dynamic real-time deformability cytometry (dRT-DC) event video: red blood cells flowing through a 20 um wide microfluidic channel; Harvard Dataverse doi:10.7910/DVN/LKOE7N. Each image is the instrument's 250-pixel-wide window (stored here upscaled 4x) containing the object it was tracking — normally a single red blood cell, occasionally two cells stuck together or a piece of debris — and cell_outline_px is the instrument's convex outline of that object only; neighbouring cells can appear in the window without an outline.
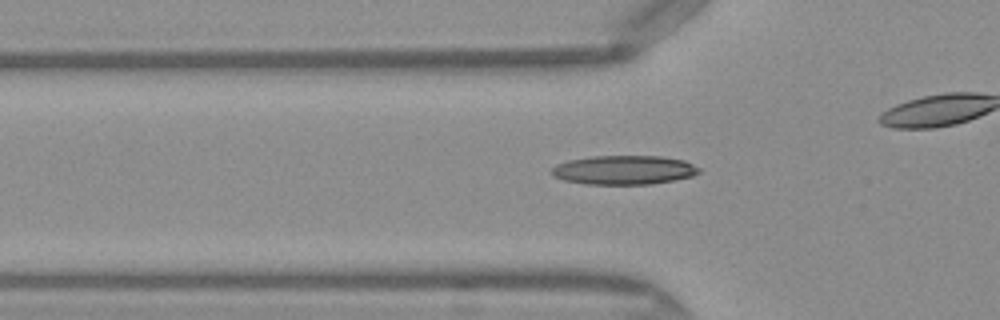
{"species": "Egyptian fruit bat (a non-hibernating species)", "species_latin": "Rousettus aegyptiacus", "temperature_condition": "warm", "stored_images_in_passage": 41, "camera_frame_rate_fps": 3000, "um_per_image_px": 0.085, "frame": {"image": 1, "passage_image": 16, "time_ms": 5.0, "image_size_px": [1000, 320], "cell_outline_px": [[700, 172], [692, 176], [652, 184], [588, 184], [564, 180], [556, 176], [552, 172], [552, 168], [556, 164], [568, 160], [592, 156], [660, 156], [684, 160], [700, 168]], "centroid_in_image_um": [53.05, 14.44], "position_along_channel_um": 72.7, "area_um2": 24.8}}
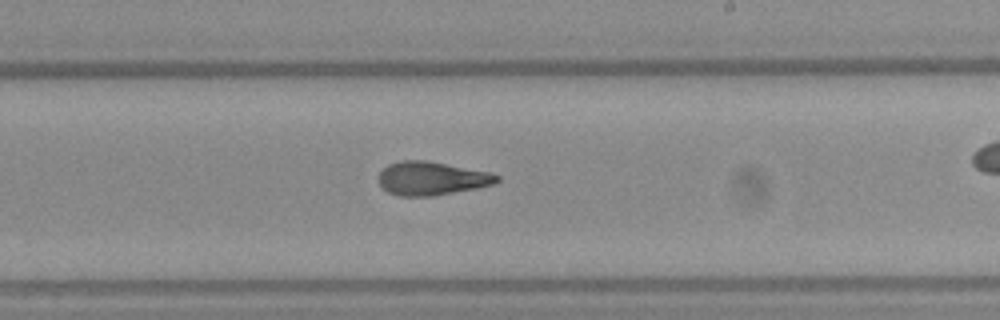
{"frame": {"image": 2, "passage_image": 29, "time_ms": 9.333, "image_size_px": [1000, 320], "cell_outline_px": [[500, 180], [492, 184], [476, 188], [432, 196], [400, 196], [388, 192], [380, 184], [380, 172], [388, 164], [400, 160], [424, 160], [488, 172], [500, 176]], "centroid_in_image_um": [36.67, 15.16], "position_along_channel_um": 252.3, "area_um2": 22.72}}
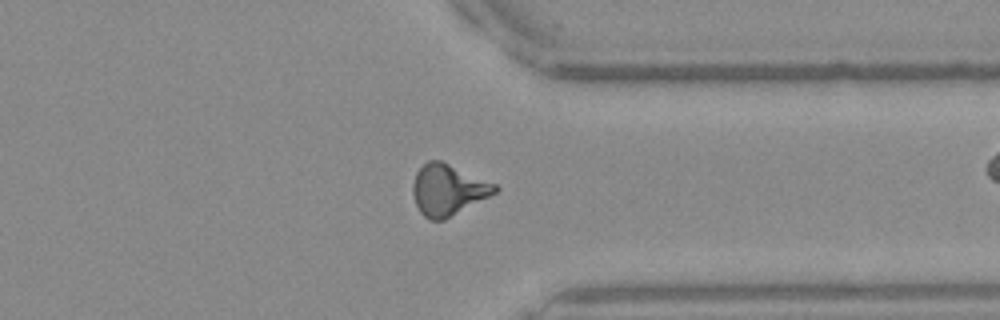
{"frame": {"image": 3, "passage_image": 38, "time_ms": 12.333, "image_size_px": [1000, 320], "cell_outline_px": [[500, 188], [496, 192], [444, 220], [432, 220], [424, 216], [420, 212], [416, 204], [412, 192], [412, 184], [416, 172], [428, 160], [440, 160], [496, 184]], "centroid_in_image_um": [38.05, 16.13], "position_along_channel_um": 373.3, "area_um2": 24.1}, "authors_computed_cell_mechanics": {"area_um2": 23.0044, "velocity_mm_per_s": 4.1139, "shape_relaxation_time_tau1_ms": 8.5737, "shape_relaxation_time_tau2_ms": 1.6615, "deformation_change_tau1": 0.2418, "deformation_change_tau2": 0.094}}